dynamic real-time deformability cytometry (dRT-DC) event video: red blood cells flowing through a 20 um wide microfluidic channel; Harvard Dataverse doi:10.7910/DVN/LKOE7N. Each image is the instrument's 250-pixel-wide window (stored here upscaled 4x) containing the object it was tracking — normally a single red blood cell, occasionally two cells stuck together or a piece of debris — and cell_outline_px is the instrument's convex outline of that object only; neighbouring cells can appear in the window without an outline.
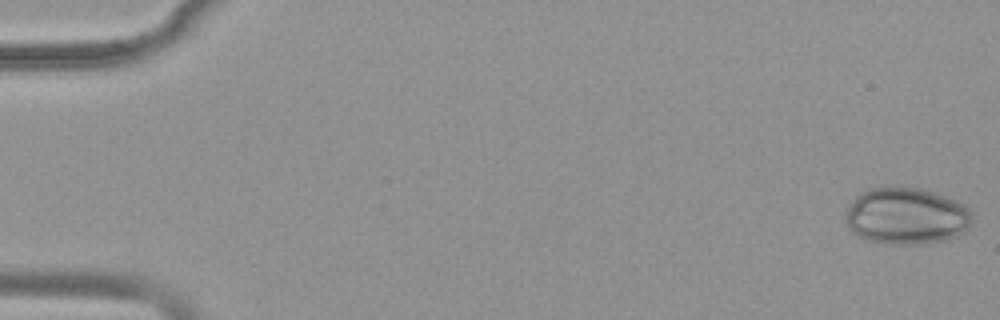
{"species": "common noctule bat (a hibernating species)", "species_latin": "Nyctalus noctula", "temperature_condition": "warm", "stored_images_in_passage": 17, "camera_frame_rate_fps": 3000, "um_per_image_px": 0.085, "animal": {"sex": "female", "body_mass_g": 19.9}, "frame": {"image": 1, "passage_image": 1, "time_ms": 0.0, "image_size_px": [1000, 320], "cell_outline_px": [[972, 220], [968, 228], [964, 232], [948, 240], [920, 244], [884, 244], [868, 240], [852, 232], [848, 228], [844, 212], [848, 204], [860, 192], [868, 188], [892, 184], [896, 184], [920, 188], [948, 196], [964, 204], [972, 212]], "centroid_in_image_um": [77.02, 18.32], "position_along_channel_um": 8.0, "area_um2": 43.12}}